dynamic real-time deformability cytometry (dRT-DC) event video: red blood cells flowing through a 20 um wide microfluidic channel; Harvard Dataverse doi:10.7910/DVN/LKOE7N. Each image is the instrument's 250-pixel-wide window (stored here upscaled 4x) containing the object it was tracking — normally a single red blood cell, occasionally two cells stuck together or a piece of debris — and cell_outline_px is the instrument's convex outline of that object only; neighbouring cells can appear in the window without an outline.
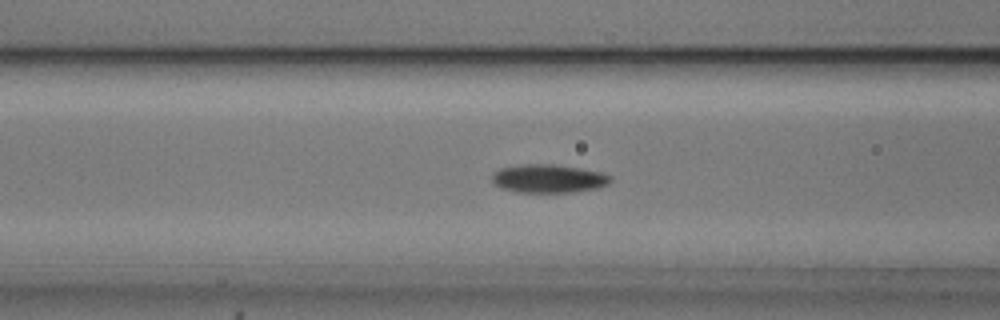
{"species": "common noctule bat (a hibernating species)", "species_latin": "Nyctalus noctula", "temperature_condition": "cold", "stored_images_in_passage": 18, "camera_frame_rate_fps": 3000, "um_per_image_px": 0.085, "animal": {"sex": "male", "body_mass_g": 20.5, "forearm_length_mm": 52.5}, "frame": {"image": 1, "passage_image": 6, "time_ms": 1.667, "image_size_px": [1000, 320], "cell_outline_px": [[612, 180], [608, 184], [596, 188], [572, 192], [516, 192], [504, 188], [496, 184], [492, 180], [492, 172], [500, 168], [520, 164], [556, 164], [580, 168], [600, 172], [612, 176]], "centroid_in_image_um": [46.62, 15.16], "position_along_channel_um": 120.0, "area_um2": 19.59}}
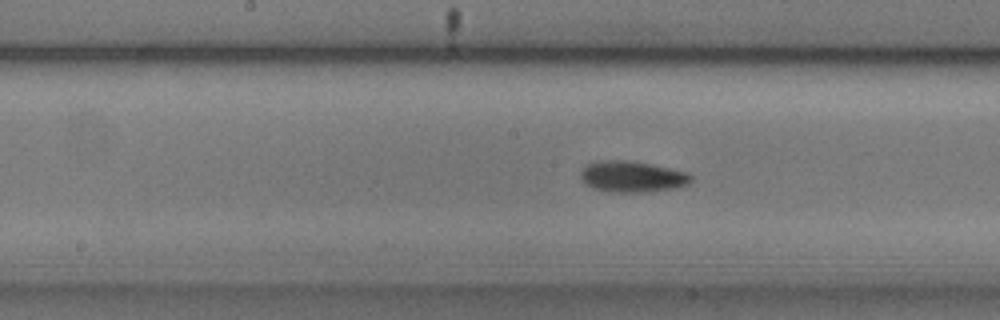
{"frame": {"image": 2, "passage_image": 12, "time_ms": 3.667, "image_size_px": [1000, 320], "cell_outline_px": [[692, 180], [688, 184], [676, 188], [648, 192], [608, 192], [592, 188], [584, 184], [580, 176], [580, 172], [588, 164], [600, 160], [632, 160], [652, 164], [688, 172], [692, 176]], "centroid_in_image_um": [53.74, 15.01], "position_along_channel_um": 194.5, "area_um2": 20.35}}
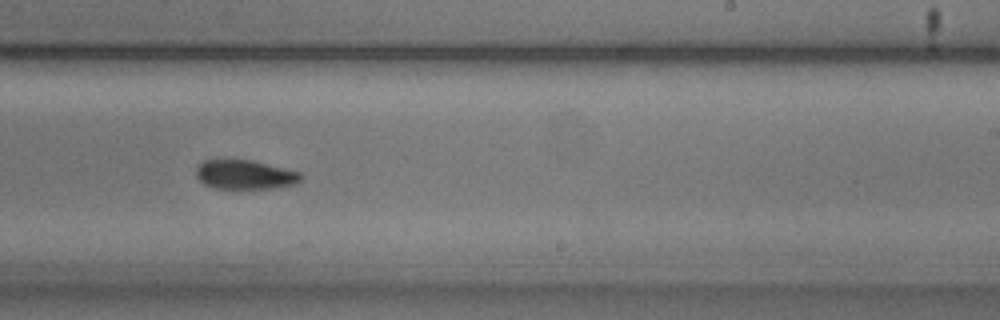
{"frame": {"image": 3, "passage_image": 18, "time_ms": 5.667, "image_size_px": [1000, 320], "cell_outline_px": [[304, 176], [296, 184], [272, 188], [216, 188], [204, 184], [196, 176], [196, 168], [204, 160], [252, 160], [300, 172]], "centroid_in_image_um": [20.84, 14.84], "position_along_channel_um": 268.2, "area_um2": 17.69}}